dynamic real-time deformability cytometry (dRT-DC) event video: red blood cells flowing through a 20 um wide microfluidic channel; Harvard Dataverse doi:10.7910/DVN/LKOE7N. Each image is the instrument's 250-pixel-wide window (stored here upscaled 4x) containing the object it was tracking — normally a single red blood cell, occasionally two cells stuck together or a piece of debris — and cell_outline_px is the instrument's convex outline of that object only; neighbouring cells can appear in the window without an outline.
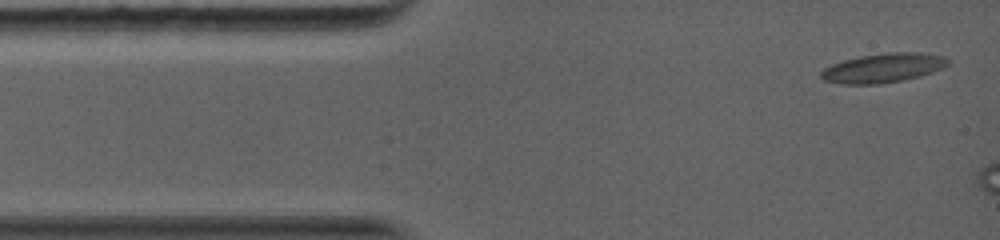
{"species": "common noctule bat (a hibernating species)", "species_latin": "Nyctalus noctula", "temperature_condition": "warm", "stored_images_in_passage": 3, "camera_frame_rate_fps": 5000, "um_per_image_px": 0.085, "animal": {"sex": "female", "body_mass_g": 19.0, "forearm_length_mm": 56.7}, "frame": {"image": 1, "passage_image": 1, "time_ms": 0.0, "image_size_px": [1000, 240], "cell_outline_px": [[952, 60], [944, 68], [920, 76], [880, 84], [840, 84], [824, 80], [820, 76], [820, 72], [824, 68], [832, 64], [844, 60], [860, 56], [888, 52], [924, 52], [944, 56]], "centroid_in_image_um": [75.1, 5.76], "position_along_channel_um": 9.9, "area_um2": 21.79}}